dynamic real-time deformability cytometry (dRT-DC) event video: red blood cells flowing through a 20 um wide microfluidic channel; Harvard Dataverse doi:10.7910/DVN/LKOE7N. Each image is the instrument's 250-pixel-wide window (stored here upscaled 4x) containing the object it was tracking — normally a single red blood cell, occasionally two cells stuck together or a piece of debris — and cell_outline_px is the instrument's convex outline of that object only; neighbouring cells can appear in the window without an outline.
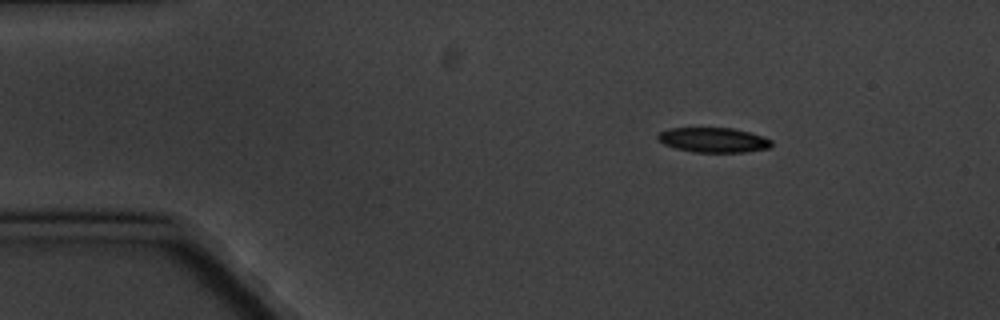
{"species": "common noctule bat (a hibernating species)", "species_latin": "Nyctalus noctula", "temperature_condition": "cold", "stored_images_in_passage": 4, "camera_frame_rate_fps": 3000, "um_per_image_px": 0.085, "animal": {"sex": "male", "body_mass_g": 20.1, "forearm_length_mm": 53.5}, "frame": {"image": 1, "passage_image": 1, "time_ms": 0.0, "image_size_px": [1000, 320], "cell_outline_px": [[772, 144], [768, 148], [744, 152], [692, 152], [676, 148], [664, 144], [656, 136], [660, 132], [668, 128], [732, 128], [764, 136], [772, 140]], "centroid_in_image_um": [60.64, 11.9], "position_along_channel_um": 24.4, "area_um2": 16.36}}